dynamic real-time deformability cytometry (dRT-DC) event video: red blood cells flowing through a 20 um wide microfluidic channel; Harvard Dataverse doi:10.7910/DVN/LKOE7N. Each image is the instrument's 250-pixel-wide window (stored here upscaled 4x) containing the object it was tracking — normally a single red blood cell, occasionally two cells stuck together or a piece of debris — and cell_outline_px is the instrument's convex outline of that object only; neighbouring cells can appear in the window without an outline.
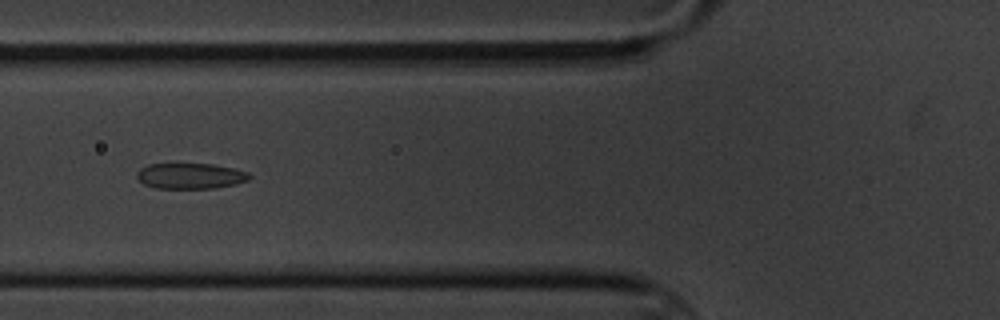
{"species": "common noctule bat (a hibernating species)", "species_latin": "Nyctalus noctula", "temperature_condition": "cold", "stored_images_in_passage": 11, "camera_frame_rate_fps": 3000, "um_per_image_px": 0.085, "animal": {"sex": "male", "body_mass_g": 20.1, "forearm_length_mm": 53.5}, "frame": {"image": 1, "passage_image": 2, "time_ms": 1.333, "image_size_px": [1000, 320], "cell_outline_px": [[252, 176], [248, 180], [236, 184], [212, 188], [156, 188], [144, 184], [136, 176], [136, 172], [140, 168], [148, 164], [212, 164], [236, 168], [248, 172]], "centroid_in_image_um": [16.2, 14.95], "position_along_channel_um": 109.6, "area_um2": 16.88}}
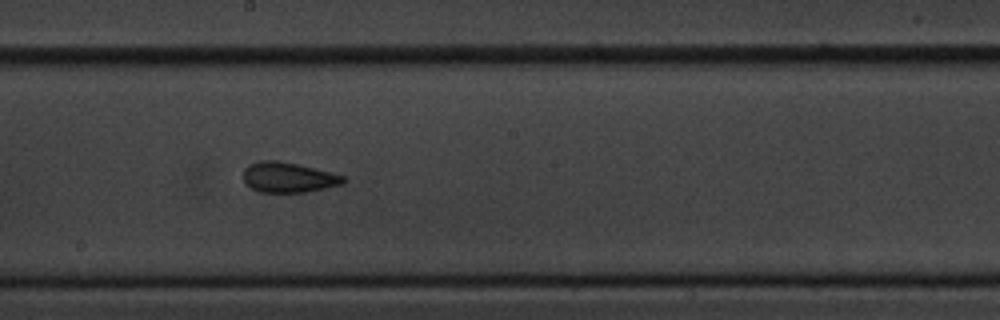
{"frame": {"image": 2, "passage_image": 5, "time_ms": 4.667, "image_size_px": [1000, 320], "cell_outline_px": [[344, 184], [304, 192], [256, 192], [244, 184], [244, 168], [248, 164], [260, 160], [276, 160], [300, 164], [332, 172], [344, 176]], "centroid_in_image_um": [24.47, 15.07], "position_along_channel_um": 223.7, "area_um2": 17.86}}
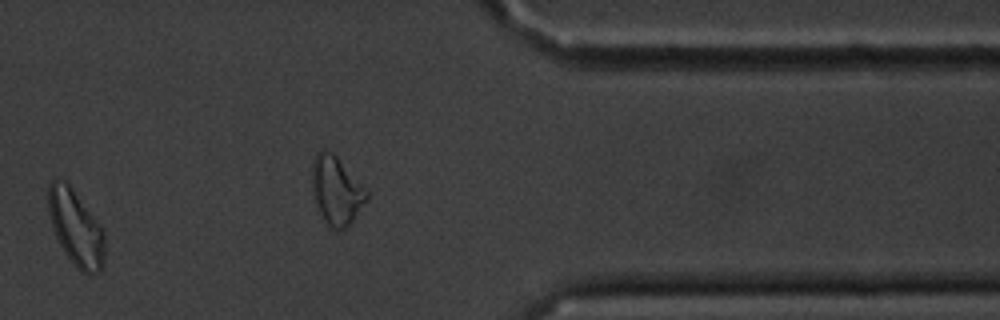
{"frame": {"image": 3, "passage_image": 9, "time_ms": 9.667, "image_size_px": [1000, 320], "cell_outline_px": [[104, 260], [100, 272], [88, 276], [80, 272], [76, 268], [64, 252], [56, 236], [48, 212], [48, 184], [52, 180], [64, 180], [72, 188], [104, 228]], "centroid_in_image_um": [6.47, 19.4], "position_along_channel_um": 404.9, "area_um2": 25.09}, "authors_computed_cell_mechanics": {"area_um2": 17.8024, "velocity_mm_per_s": 3.4063, "shape_relaxation_time_tau1_ms": 2.729, "shape_relaxation_time_tau2_ms": 2.5977, "deformation_change_tau1": 0.1121, "deformation_change_tau2": 0.0992}}